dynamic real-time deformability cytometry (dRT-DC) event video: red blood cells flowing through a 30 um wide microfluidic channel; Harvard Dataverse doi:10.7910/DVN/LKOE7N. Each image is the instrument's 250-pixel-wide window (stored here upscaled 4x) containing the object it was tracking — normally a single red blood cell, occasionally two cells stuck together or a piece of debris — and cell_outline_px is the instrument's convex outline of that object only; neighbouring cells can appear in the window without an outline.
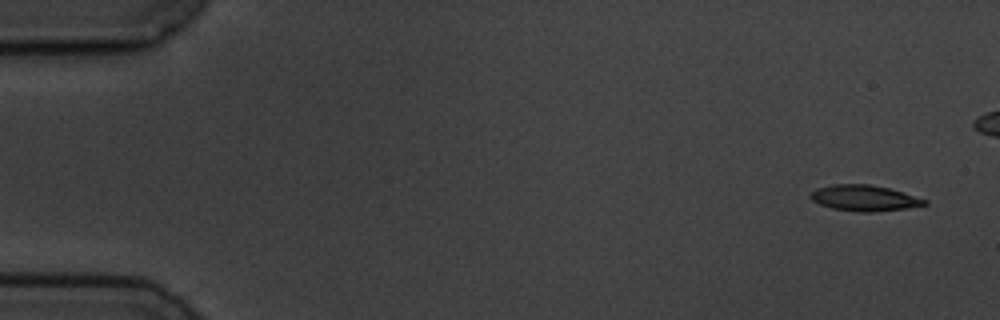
{"species": "common noctule bat (a hibernating species)", "species_latin": "Nyctalus noctula", "temperature_condition": "cold", "stored_images_in_passage": 6, "camera_frame_rate_fps": 3000, "um_per_image_px": 0.085, "animal": {"sex": "male", "body_mass_g": 19.5, "forearm_length_mm": 54.6}, "frame": {"image": 1, "passage_image": 1, "time_ms": 0.0, "image_size_px": [1000, 320], "cell_outline_px": [[928, 204], [908, 208], [872, 212], [860, 212], [832, 208], [820, 204], [812, 200], [808, 196], [816, 188], [832, 184], [868, 184], [888, 188], [928, 200]], "centroid_in_image_um": [73.45, 16.83], "position_along_channel_um": 11.5, "area_um2": 17.11}}